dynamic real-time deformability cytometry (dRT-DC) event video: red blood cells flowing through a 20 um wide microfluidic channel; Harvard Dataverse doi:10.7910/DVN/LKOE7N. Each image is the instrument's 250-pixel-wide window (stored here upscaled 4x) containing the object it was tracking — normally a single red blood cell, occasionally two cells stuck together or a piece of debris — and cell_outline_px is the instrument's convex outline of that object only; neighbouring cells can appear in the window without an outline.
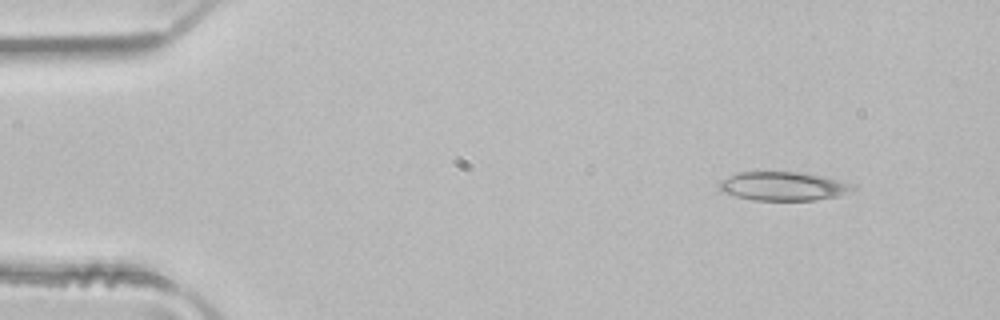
{"species": "common noctule bat (a hibernating species)", "species_latin": "Nyctalus noctula", "temperature_condition": "room temperature", "stored_images_in_passage": 5, "camera_frame_rate_fps": 3000, "um_per_image_px": 0.085, "animal": {"sex": "male", "body_mass_g": 21.5, "forearm_length_mm": 52.0}, "frame": {"image": 1, "passage_image": 1, "time_ms": 0.0, "image_size_px": [1000, 320], "cell_outline_px": [[856, 188], [840, 196], [816, 200], [752, 200], [720, 192], [716, 188], [716, 184], [720, 180], [736, 172], [800, 172], [824, 176], [856, 184]], "centroid_in_image_um": [66.55, 15.82], "position_along_channel_um": 18.5, "area_um2": 22.89}}
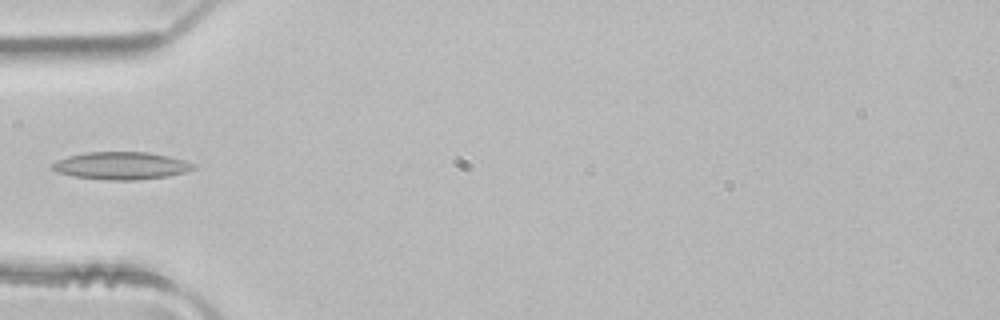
{"frame": {"image": 2, "passage_image": 4, "time_ms": 1.0, "image_size_px": [1000, 320], "cell_outline_px": [[196, 168], [184, 172], [168, 176], [136, 180], [108, 180], [76, 176], [56, 172], [52, 168], [52, 164], [56, 160], [68, 156], [84, 152], [148, 152], [168, 156], [184, 160], [196, 164]], "centroid_in_image_um": [10.31, 14.08], "position_along_channel_um": 74.7, "area_um2": 22.6}}
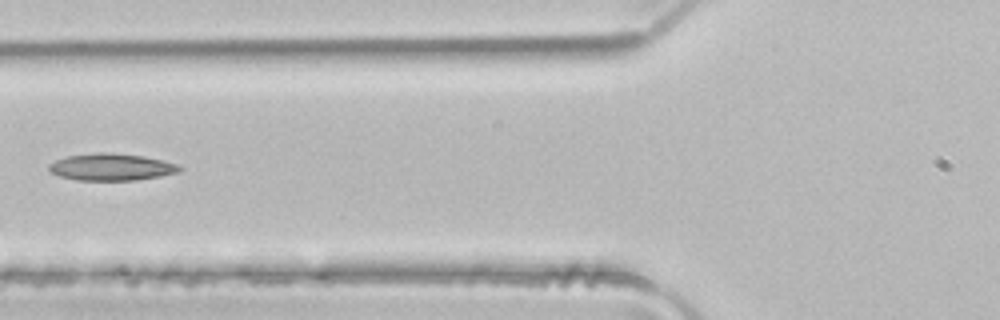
{"frame": {"image": 3, "passage_image": 5, "time_ms": 1.333, "image_size_px": [1000, 320], "cell_outline_px": [[184, 168], [180, 172], [160, 176], [136, 180], [76, 180], [60, 176], [52, 172], [48, 168], [48, 164], [56, 160], [68, 156], [100, 152], [108, 152], [144, 156], [180, 164]], "centroid_in_image_um": [9.52, 14.19], "position_along_channel_um": 116.3, "area_um2": 20.58}}